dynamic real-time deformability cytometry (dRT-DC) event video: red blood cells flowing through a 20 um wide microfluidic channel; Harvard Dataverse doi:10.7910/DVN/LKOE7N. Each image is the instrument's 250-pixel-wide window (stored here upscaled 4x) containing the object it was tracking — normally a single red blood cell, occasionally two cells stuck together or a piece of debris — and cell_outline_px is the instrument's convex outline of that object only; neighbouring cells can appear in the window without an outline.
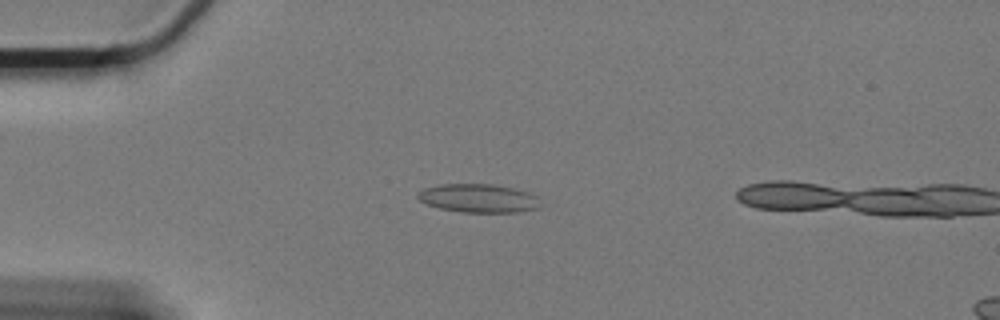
{"species": "Egyptian fruit bat (a non-hibernating species)", "species_latin": "Rousettus aegyptiacus", "temperature_condition": "cold", "stored_images_in_passage": 12, "camera_frame_rate_fps": 3000, "um_per_image_px": 0.085, "animal": {"sex": "female"}, "frame": {"image": 1, "passage_image": 10, "time_ms": 3.0, "image_size_px": [1000, 320], "cell_outline_px": [[540, 208], [516, 212], [464, 212], [440, 208], [428, 204], [420, 200], [416, 196], [424, 188], [440, 184], [492, 184], [512, 188], [528, 192], [536, 196]], "centroid_in_image_um": [40.67, 16.85], "position_along_channel_um": 44.3, "area_um2": 20.11}}